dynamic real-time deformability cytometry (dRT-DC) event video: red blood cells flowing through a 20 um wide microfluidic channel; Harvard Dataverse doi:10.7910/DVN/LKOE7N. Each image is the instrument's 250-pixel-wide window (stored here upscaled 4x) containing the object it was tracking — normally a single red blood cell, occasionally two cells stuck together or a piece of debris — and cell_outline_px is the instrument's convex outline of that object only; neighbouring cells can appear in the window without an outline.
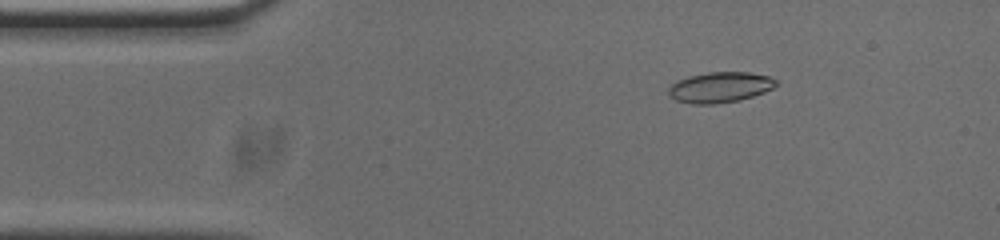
{"species": "common noctule bat (a hibernating species)", "species_latin": "Nyctalus noctula", "temperature_condition": "cold", "stored_images_in_passage": 52, "camera_frame_rate_fps": 3000, "um_per_image_px": 0.085, "animal": {"sex": "male", "body_mass_g": 20.0, "forearm_length_mm": 53.3}, "frame": {"image": 1, "passage_image": 7, "time_ms": 2.0, "image_size_px": [1000, 240], "cell_outline_px": [[780, 84], [764, 92], [740, 100], [712, 104], [692, 104], [676, 100], [668, 96], [668, 88], [676, 80], [688, 76], [708, 72], [748, 72], [768, 76], [776, 80]], "centroid_in_image_um": [61.18, 7.41], "position_along_channel_um": 23.8, "area_um2": 19.25}}
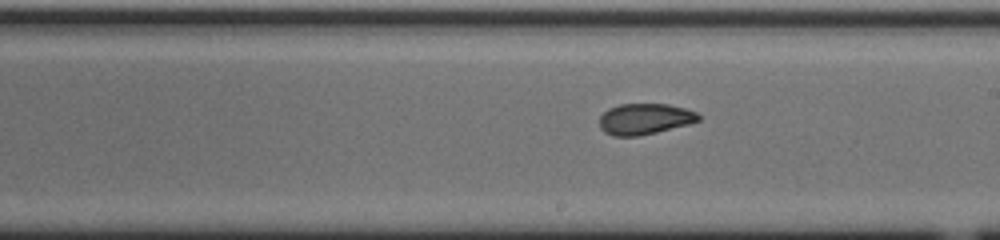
{"frame": {"image": 2, "passage_image": 28, "time_ms": 9.0, "image_size_px": [1000, 240], "cell_outline_px": [[700, 120], [688, 124], [640, 136], [612, 136], [604, 132], [600, 128], [600, 116], [608, 108], [620, 104], [668, 104], [684, 108], [696, 112], [700, 116]], "centroid_in_image_um": [54.78, 10.11], "position_along_channel_um": 234.2, "area_um2": 17.86}}
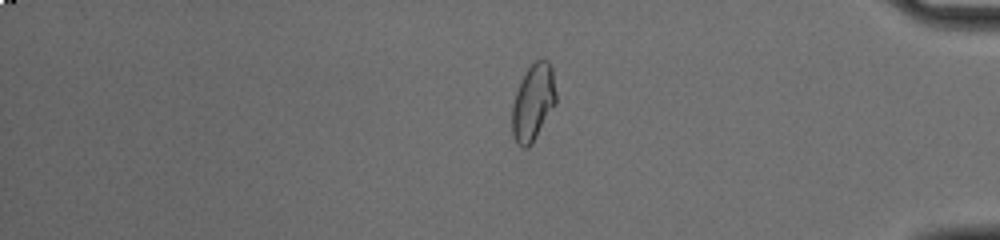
{"frame": {"image": 3, "passage_image": 43, "time_ms": 14.0, "image_size_px": [1000, 240], "cell_outline_px": [[556, 104], [532, 144], [528, 148], [520, 148], [516, 144], [512, 136], [512, 104], [516, 92], [528, 68], [536, 60], [544, 56], [548, 60], [552, 68], [556, 92]], "centroid_in_image_um": [45.32, 8.73], "position_along_channel_um": 389.9, "area_um2": 19.88}, "authors_computed_cell_mechanics": {"area_um2": 18.8717, "velocity_mm_per_s": 3.7717, "shape_relaxation_time_tau1_ms": null, "shape_relaxation_time_tau2_ms": 2.0706, "deformation_change_tau1": null, "deformation_change_tau2": 0.0698}}